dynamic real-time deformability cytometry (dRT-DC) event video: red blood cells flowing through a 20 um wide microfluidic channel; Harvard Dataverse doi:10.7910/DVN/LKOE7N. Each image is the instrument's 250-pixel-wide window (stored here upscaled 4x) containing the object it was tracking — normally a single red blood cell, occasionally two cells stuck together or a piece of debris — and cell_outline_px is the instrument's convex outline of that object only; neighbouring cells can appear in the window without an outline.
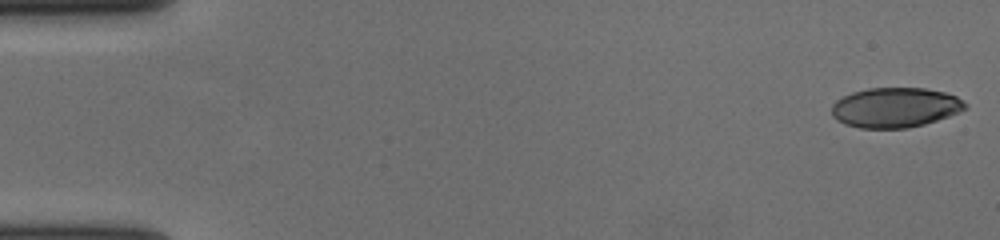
{"species": "human", "species_latin": "Homo sapiens", "temperature_condition": "cold", "stored_images_in_passage": 36, "camera_frame_rate_fps": 3000, "um_per_image_px": 0.085, "donor": {"sex": "female"}, "frame": {"image": 1, "passage_image": 1, "time_ms": 0.0, "image_size_px": [1000, 240], "cell_outline_px": [[968, 108], [948, 116], [924, 124], [908, 128], [860, 128], [844, 124], [836, 120], [832, 116], [832, 104], [836, 100], [852, 92], [868, 88], [924, 88], [944, 92], [956, 96], [968, 104]], "centroid_in_image_um": [76.08, 9.14], "position_along_channel_um": 8.9, "area_um2": 31.1}}
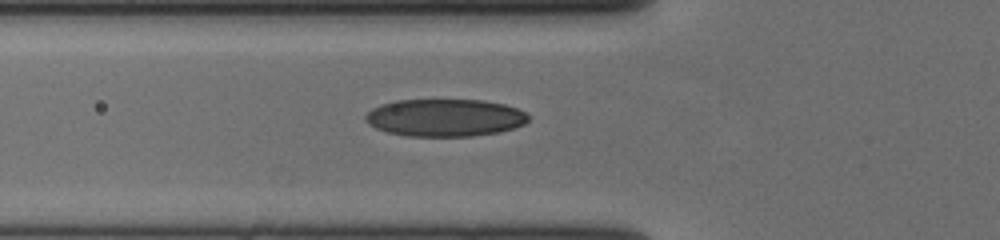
{"frame": {"image": 2, "passage_image": 21, "time_ms": 6.667, "image_size_px": [1000, 240], "cell_outline_px": [[528, 120], [524, 124], [500, 132], [472, 136], [408, 136], [388, 132], [376, 128], [368, 124], [364, 120], [364, 116], [372, 108], [380, 104], [396, 100], [484, 100], [504, 104], [516, 108], [524, 112], [528, 116]], "centroid_in_image_um": [37.79, 10.0], "position_along_channel_um": 88.0, "area_um2": 35.6}}
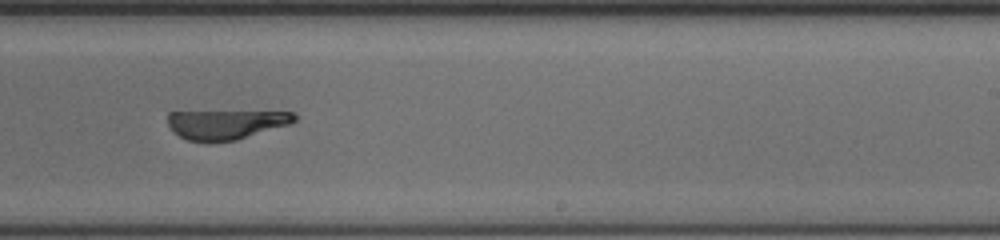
{"frame": {"image": 3, "passage_image": 36, "time_ms": 11.667, "image_size_px": [1000, 240], "cell_outline_px": [[296, 120], [292, 124], [236, 140], [208, 144], [188, 140], [172, 132], [168, 124], [168, 112], [296, 112]], "centroid_in_image_um": [19.2, 10.6], "position_along_channel_um": 269.8, "area_um2": 22.02}}